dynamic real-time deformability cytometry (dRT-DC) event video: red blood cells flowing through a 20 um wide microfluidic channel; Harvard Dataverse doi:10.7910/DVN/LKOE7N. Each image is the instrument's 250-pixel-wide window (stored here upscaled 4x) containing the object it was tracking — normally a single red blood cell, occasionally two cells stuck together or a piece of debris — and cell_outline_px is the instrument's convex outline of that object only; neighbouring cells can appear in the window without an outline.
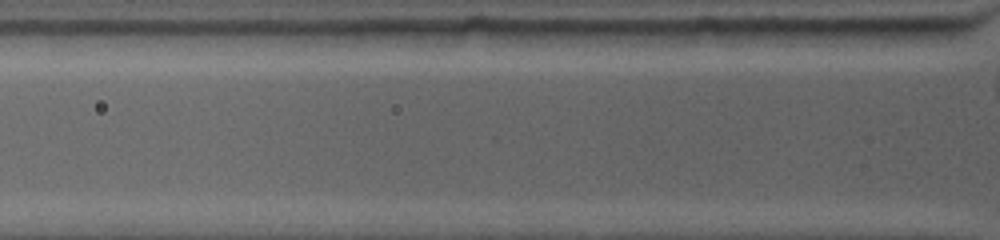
{"species": "common noctule bat (a hibernating species)", "species_latin": "Nyctalus noctula", "temperature_condition": "warm", "stored_images_in_passage": 2, "camera_frame_rate_fps": 4500, "um_per_image_px": 0.085, "animal": {"sex": "female", "body_mass_g": 19.0, "forearm_length_mm": 53.3}, "frame": {"image": 1, "passage_image": 2, "time_ms": 0.444, "image_size_px": [1000, 240], "cell_outline_px": [[972, 28], [964, 36], [936, 44], [832, 44], [820, 28]], "centroid_in_image_um": [75.9, 3.02], "position_along_channel_um": 49.9, "area_um2": 15.37}}